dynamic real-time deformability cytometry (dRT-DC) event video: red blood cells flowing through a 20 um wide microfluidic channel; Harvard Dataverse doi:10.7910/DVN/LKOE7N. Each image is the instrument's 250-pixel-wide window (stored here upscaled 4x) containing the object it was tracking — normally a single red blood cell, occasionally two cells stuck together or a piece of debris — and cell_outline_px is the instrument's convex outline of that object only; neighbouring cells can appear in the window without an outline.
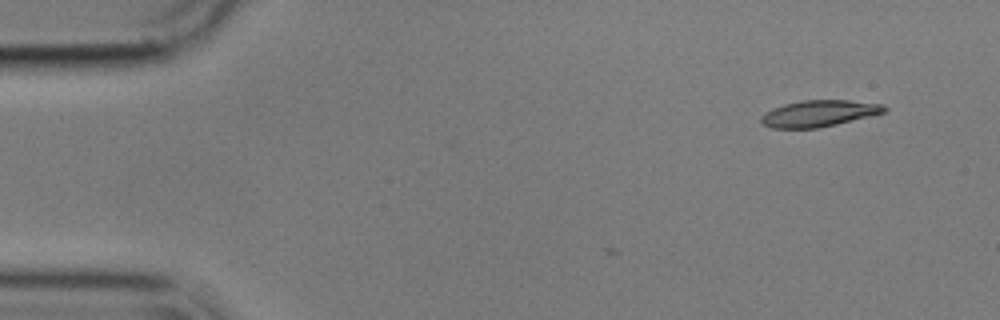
{"species": "common noctule bat (a hibernating species)", "species_latin": "Nyctalus noctula", "temperature_condition": "cold", "stored_images_in_passage": 3, "camera_frame_rate_fps": 3000, "um_per_image_px": 0.085, "animal": {"sex": "male", "body_mass_g": 17.9}, "frame": {"image": 1, "passage_image": 3, "time_ms": 0.667, "image_size_px": [1000, 320], "cell_outline_px": [[888, 108], [884, 112], [872, 116], [836, 124], [816, 128], [772, 128], [764, 124], [760, 120], [760, 116], [764, 112], [772, 108], [784, 104], [804, 100], [848, 100], [884, 104]], "centroid_in_image_um": [69.61, 9.63], "position_along_channel_um": 15.4, "area_um2": 19.02}}